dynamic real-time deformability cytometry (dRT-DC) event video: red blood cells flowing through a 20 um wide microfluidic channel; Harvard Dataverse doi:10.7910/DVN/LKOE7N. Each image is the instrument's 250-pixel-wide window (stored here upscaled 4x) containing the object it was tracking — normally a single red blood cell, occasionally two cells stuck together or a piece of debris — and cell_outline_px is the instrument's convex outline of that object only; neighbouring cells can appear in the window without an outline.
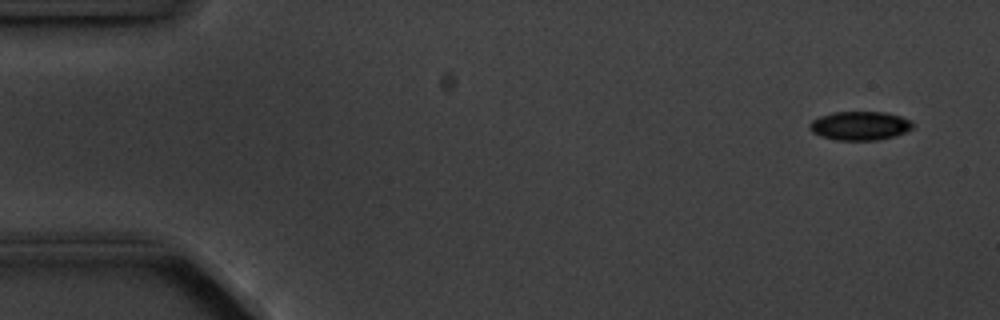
{"species": "common noctule bat (a hibernating species)", "species_latin": "Nyctalus noctula", "temperature_condition": "cold", "stored_images_in_passage": 7, "camera_frame_rate_fps": 3000, "um_per_image_px": 0.085, "animal": {"sex": "male", "body_mass_g": 20.1, "forearm_length_mm": 53.5}, "frame": {"image": 1, "passage_image": 1, "time_ms": 0.0, "image_size_px": [1000, 320], "cell_outline_px": [[912, 128], [904, 132], [892, 136], [876, 140], [836, 140], [812, 132], [808, 128], [808, 124], [812, 120], [820, 116], [832, 112], [884, 112], [900, 116], [912, 120]], "centroid_in_image_um": [73.06, 10.68], "position_along_channel_um": 11.9, "area_um2": 17.17}}
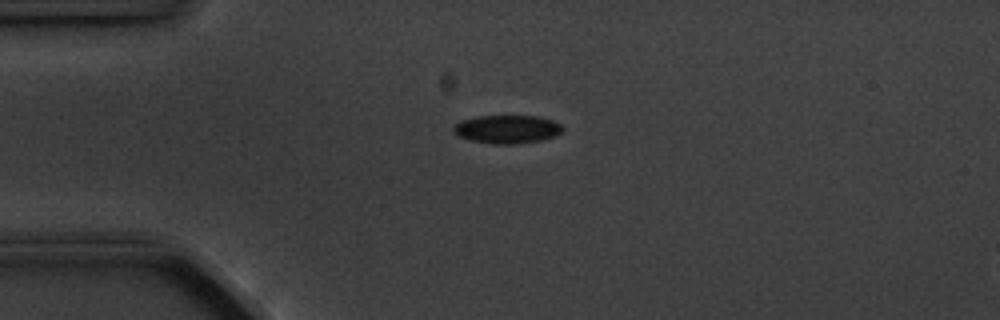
{"frame": {"image": 2, "passage_image": 4, "time_ms": 3.333, "image_size_px": [1000, 320], "cell_outline_px": [[564, 128], [556, 136], [540, 140], [512, 144], [496, 144], [472, 140], [456, 136], [452, 132], [452, 128], [456, 124], [464, 120], [480, 116], [540, 116], [552, 120], [560, 124]], "centroid_in_image_um": [43.11, 10.98], "position_along_channel_um": 41.9, "area_um2": 17.86}}